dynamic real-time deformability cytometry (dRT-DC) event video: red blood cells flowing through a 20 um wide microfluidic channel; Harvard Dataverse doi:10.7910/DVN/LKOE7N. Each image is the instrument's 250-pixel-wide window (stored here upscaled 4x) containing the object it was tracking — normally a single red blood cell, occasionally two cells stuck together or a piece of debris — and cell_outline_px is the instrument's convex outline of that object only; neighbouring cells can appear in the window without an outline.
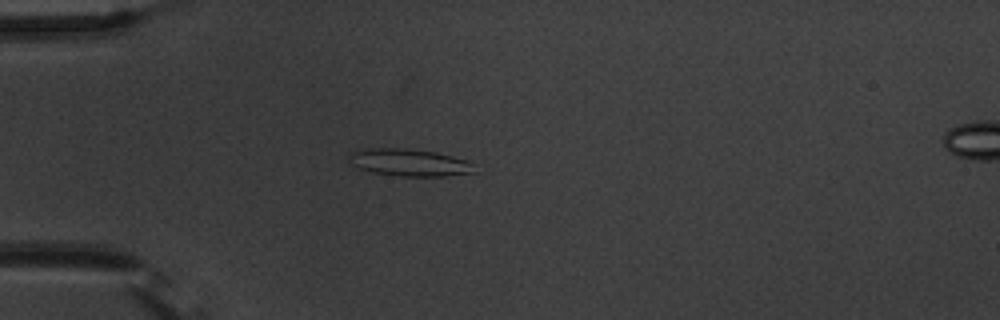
{"species": "common noctule bat (a hibernating species)", "species_latin": "Nyctalus noctula", "temperature_condition": "warm", "stored_images_in_passage": 50, "camera_frame_rate_fps": 3000, "um_per_image_px": 0.085, "animal": {"sex": "male", "body_mass_g": 20.1, "forearm_length_mm": 53.5}, "frame": {"image": 1, "passage_image": 11, "time_ms": 3.333, "image_size_px": [1000, 320], "cell_outline_px": [[476, 172], [444, 176], [400, 176], [372, 172], [360, 168], [352, 164], [348, 160], [348, 156], [352, 152], [372, 148], [404, 148], [436, 152], [464, 160], [472, 164]], "centroid_in_image_um": [34.77, 13.81], "position_along_channel_um": 50.2, "area_um2": 19.59}}
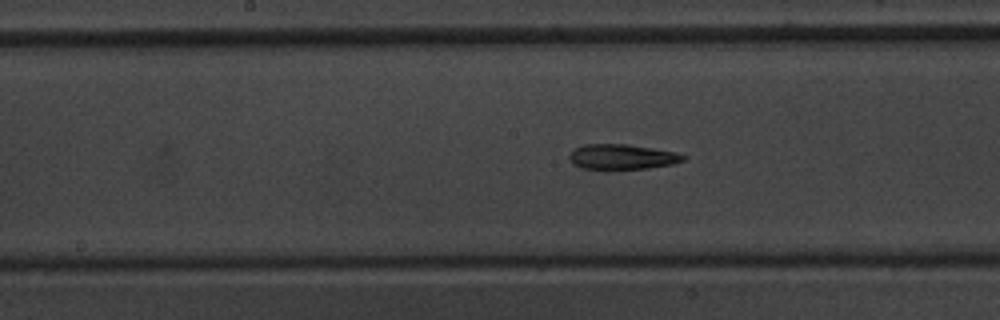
{"frame": {"image": 2, "passage_image": 24, "time_ms": 7.667, "image_size_px": [1000, 320], "cell_outline_px": [[688, 156], [684, 160], [672, 164], [648, 168], [608, 172], [580, 168], [572, 164], [568, 156], [576, 148], [584, 144], [628, 144], [676, 152]], "centroid_in_image_um": [52.84, 13.37], "position_along_channel_um": 195.4, "area_um2": 17.46}}
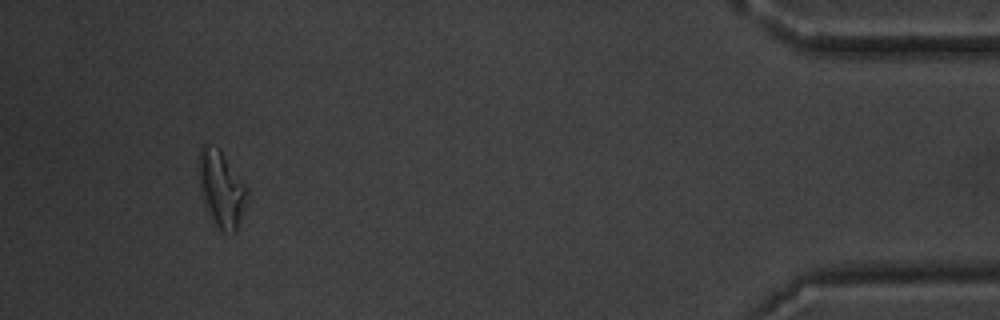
{"frame": {"image": 3, "passage_image": 47, "time_ms": 15.333, "image_size_px": [1000, 320], "cell_outline_px": [[248, 196], [236, 232], [224, 232], [216, 228], [212, 220], [204, 200], [200, 188], [200, 148], [204, 144], [220, 148], [248, 188]], "centroid_in_image_um": [18.85, 16.07], "position_along_channel_um": 416.3, "area_um2": 21.1}, "authors_computed_cell_mechanics": {"area_um2": 17.6868, "velocity_mm_per_s": 3.692, "shape_relaxation_time_tau1_ms": 9.3588, "shape_relaxation_time_tau2_ms": 5.3231, "deformation_change_tau1": 0.26, "deformation_change_tau2": 0.1642}}